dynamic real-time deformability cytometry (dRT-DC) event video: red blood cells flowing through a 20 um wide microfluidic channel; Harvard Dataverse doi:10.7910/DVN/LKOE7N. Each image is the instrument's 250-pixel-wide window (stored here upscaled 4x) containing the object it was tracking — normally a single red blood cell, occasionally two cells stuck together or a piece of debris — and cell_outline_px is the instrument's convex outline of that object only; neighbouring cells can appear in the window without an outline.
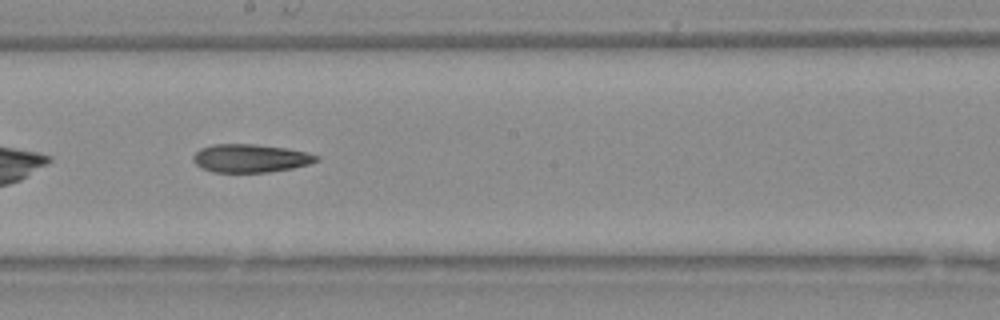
{"species": "Egyptian fruit bat (a non-hibernating species)", "species_latin": "Rousettus aegyptiacus", "temperature_condition": "warm", "stored_images_in_passage": 23, "camera_frame_rate_fps": 3000, "um_per_image_px": 0.085, "animal": {"sex": "female"}, "frame": {"image": 1, "passage_image": 10, "time_ms": 3.0, "image_size_px": [1000, 320], "cell_outline_px": [[320, 160], [308, 164], [292, 168], [268, 172], [212, 172], [196, 164], [192, 160], [192, 156], [200, 148], [212, 144], [256, 144], [288, 148], [320, 156]], "centroid_in_image_um": [21.28, 13.44], "position_along_channel_um": 226.9, "area_um2": 20.29}}